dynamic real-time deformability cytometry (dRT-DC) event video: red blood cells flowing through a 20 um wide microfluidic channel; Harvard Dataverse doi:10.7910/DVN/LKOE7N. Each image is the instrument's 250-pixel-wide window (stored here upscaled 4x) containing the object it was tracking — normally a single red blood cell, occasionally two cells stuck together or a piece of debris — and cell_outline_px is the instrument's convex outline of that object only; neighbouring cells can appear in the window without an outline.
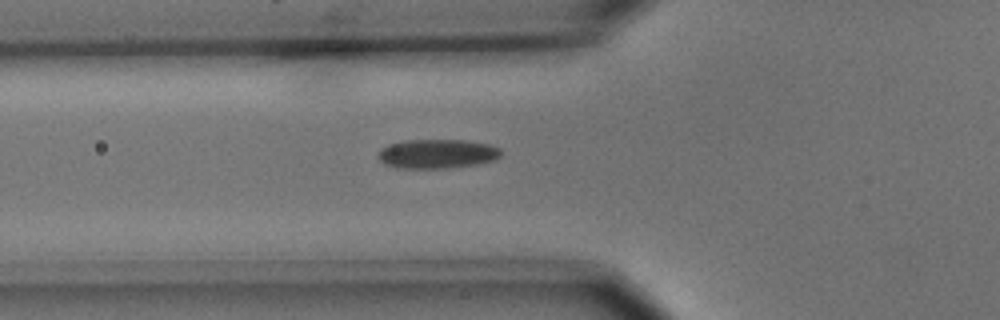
{"species": "common noctule bat (a hibernating species)", "species_latin": "Nyctalus noctula", "temperature_condition": "cold", "stored_images_in_passage": 4, "camera_frame_rate_fps": 3000, "um_per_image_px": 0.085, "animal": {"sex": "male", "body_mass_g": 15.6}, "frame": {"image": 1, "passage_image": 4, "time_ms": 3.667, "image_size_px": [1000, 320], "cell_outline_px": [[500, 156], [492, 160], [476, 164], [448, 168], [400, 168], [384, 164], [380, 160], [380, 148], [388, 144], [408, 140], [468, 140], [488, 144], [500, 148]], "centroid_in_image_um": [37.15, 13.07], "position_along_channel_um": 88.6, "area_um2": 20.75}}